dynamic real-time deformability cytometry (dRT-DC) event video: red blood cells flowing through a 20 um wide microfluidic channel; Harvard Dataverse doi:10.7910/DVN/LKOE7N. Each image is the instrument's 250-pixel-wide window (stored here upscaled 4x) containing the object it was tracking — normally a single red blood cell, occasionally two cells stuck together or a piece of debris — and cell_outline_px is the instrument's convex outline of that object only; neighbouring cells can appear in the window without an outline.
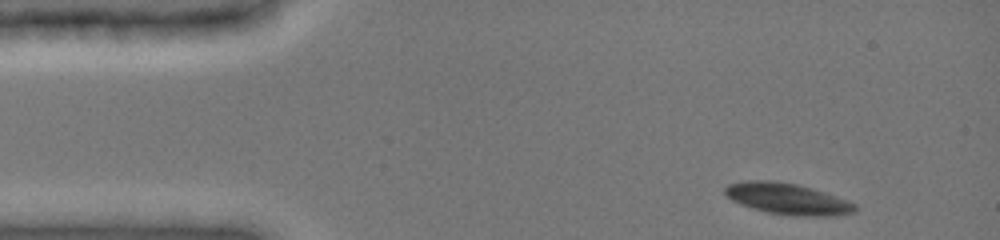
{"species": "common noctule bat (a hibernating species)", "species_latin": "Nyctalus noctula", "temperature_condition": "cold", "stored_images_in_passage": 28, "camera_frame_rate_fps": 3000, "um_per_image_px": 0.085, "animal": {"sex": "female", "body_mass_g": 19.0, "forearm_length_mm": 51.5}, "frame": {"image": 1, "passage_image": 1, "time_ms": 0.0, "image_size_px": [1000, 240], "cell_outline_px": [[856, 212], [836, 216], [792, 216], [768, 212], [752, 208], [740, 204], [732, 200], [724, 192], [724, 188], [728, 184], [748, 180], [772, 180], [796, 184], [812, 188], [848, 200], [856, 204]], "centroid_in_image_um": [66.96, 16.9], "position_along_channel_um": 18.0, "area_um2": 23.76}}
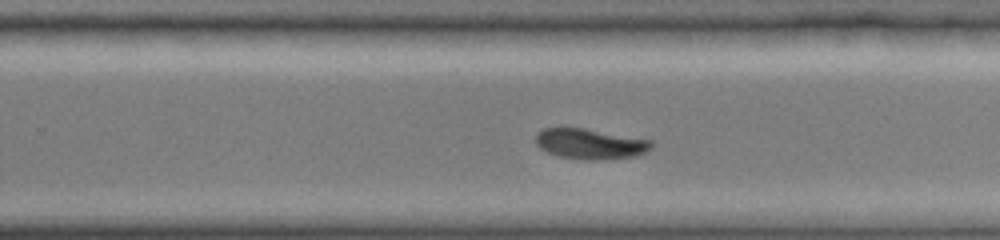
{"frame": {"image": 2, "passage_image": 17, "time_ms": 5.333, "image_size_px": [1000, 240], "cell_outline_px": [[652, 148], [644, 152], [632, 156], [592, 160], [584, 160], [560, 156], [548, 152], [540, 148], [536, 144], [536, 136], [544, 128], [584, 128], [652, 140]], "centroid_in_image_um": [50.16, 12.22], "position_along_channel_um": 279.6, "area_um2": 20.11}}
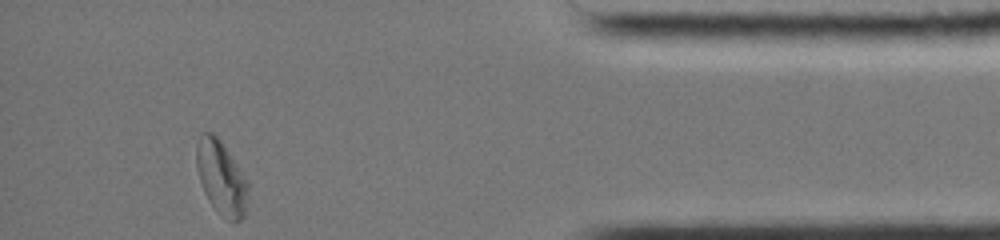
{"frame": {"image": 3, "passage_image": 28, "time_ms": 9.0, "image_size_px": [1000, 240], "cell_outline_px": [[248, 192], [244, 216], [240, 220], [232, 224], [208, 200], [204, 192], [196, 168], [196, 144], [200, 132], [212, 132], [220, 140], [248, 180]], "centroid_in_image_um": [18.8, 15.08], "position_along_channel_um": 416.4, "area_um2": 22.2}, "authors_computed_cell_mechanics": {"area_um2": 22.1374, "velocity_mm_per_s": 3.934, "shape_relaxation_time_tau1_ms": 4.7231, "shape_relaxation_time_tau2_ms": 3.6199, "deformation_change_tau1": 0.1002, "deformation_change_tau2": 0.0834}}